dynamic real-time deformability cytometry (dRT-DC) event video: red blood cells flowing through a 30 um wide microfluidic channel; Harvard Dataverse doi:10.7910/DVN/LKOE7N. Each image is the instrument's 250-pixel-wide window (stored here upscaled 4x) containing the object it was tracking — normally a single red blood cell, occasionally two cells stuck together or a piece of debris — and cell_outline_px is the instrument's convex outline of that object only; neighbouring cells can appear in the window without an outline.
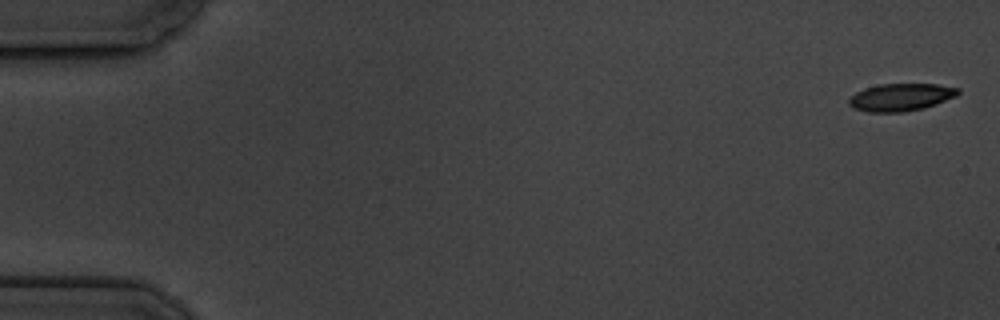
{"species": "common noctule bat (a hibernating species)", "species_latin": "Nyctalus noctula", "temperature_condition": "cold", "stored_images_in_passage": 5, "camera_frame_rate_fps": 3000, "um_per_image_px": 0.085, "animal": {"sex": "male", "body_mass_g": 19.5, "forearm_length_mm": 54.6}, "frame": {"image": 1, "passage_image": 1, "time_ms": 0.0, "image_size_px": [1000, 320], "cell_outline_px": [[960, 92], [956, 96], [936, 104], [924, 108], [904, 112], [868, 112], [856, 108], [848, 104], [848, 100], [856, 92], [864, 88], [880, 84], [936, 84], [960, 88]], "centroid_in_image_um": [76.59, 8.26], "position_along_channel_um": 8.4, "area_um2": 17.46}}
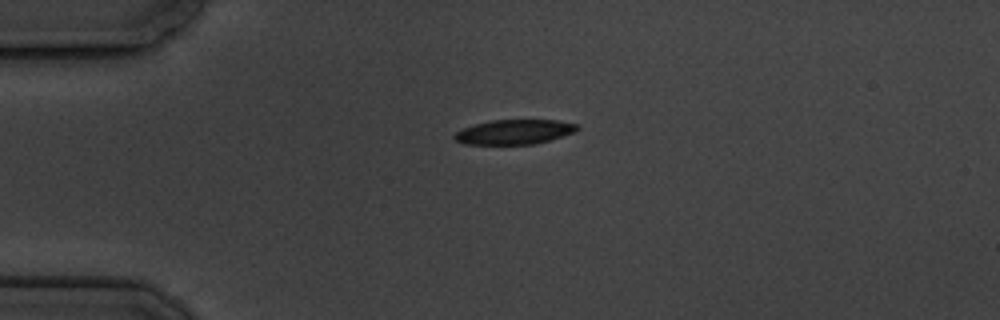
{"frame": {"image": 2, "passage_image": 4, "time_ms": 4.333, "image_size_px": [1000, 320], "cell_outline_px": [[580, 128], [576, 132], [548, 140], [532, 144], [464, 144], [456, 140], [452, 136], [456, 132], [464, 128], [476, 124], [492, 120], [560, 120], [580, 124]], "centroid_in_image_um": [43.77, 11.2], "position_along_channel_um": 41.2, "area_um2": 17.63}}